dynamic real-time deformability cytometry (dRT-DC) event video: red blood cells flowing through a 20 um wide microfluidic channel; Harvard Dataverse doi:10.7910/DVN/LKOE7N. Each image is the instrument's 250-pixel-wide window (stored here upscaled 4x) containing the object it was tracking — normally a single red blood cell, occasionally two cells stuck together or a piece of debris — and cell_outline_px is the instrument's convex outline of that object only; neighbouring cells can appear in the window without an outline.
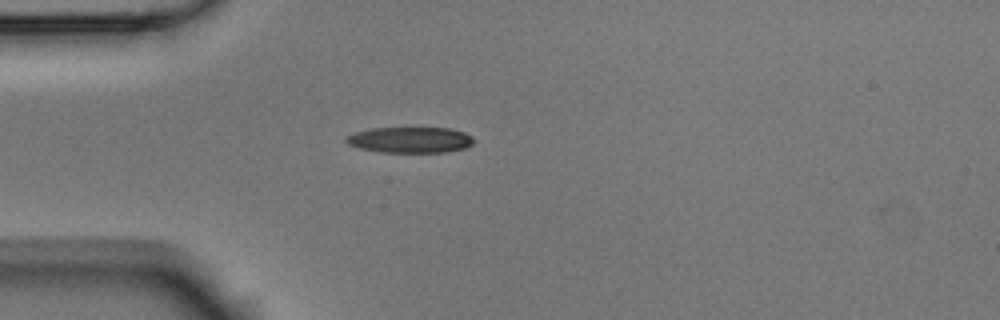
{"species": "Egyptian fruit bat (a non-hibernating species)", "species_latin": "Rousettus aegyptiacus", "temperature_condition": "room temperature", "stored_images_in_passage": 1, "camera_frame_rate_fps": 3000, "um_per_image_px": 0.085, "animal": {"sex": "male"}, "frame": {"image": 1, "passage_image": 1, "time_ms": 0.0, "image_size_px": [1000, 320], "cell_outline_px": [[476, 140], [472, 144], [464, 148], [448, 152], [380, 152], [360, 148], [348, 144], [344, 140], [348, 136], [356, 132], [372, 128], [448, 128], [464, 132], [472, 136]], "centroid_in_image_um": [34.9, 11.89], "position_along_channel_um": 50.1, "area_um2": 19.19}}